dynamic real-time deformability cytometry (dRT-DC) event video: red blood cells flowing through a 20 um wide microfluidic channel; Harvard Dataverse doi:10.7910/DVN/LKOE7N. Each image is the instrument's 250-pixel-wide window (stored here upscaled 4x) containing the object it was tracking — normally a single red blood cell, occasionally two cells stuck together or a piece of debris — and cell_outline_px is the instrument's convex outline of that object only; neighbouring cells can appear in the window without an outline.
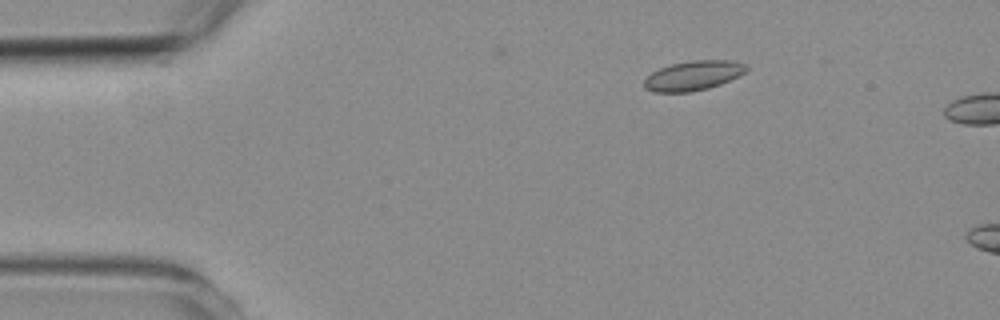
{"species": "common noctule bat (a hibernating species)", "species_latin": "Nyctalus noctula", "temperature_condition": "room temperature", "stored_images_in_passage": 4, "camera_frame_rate_fps": 3000, "um_per_image_px": 0.085, "animal": {"sex": "female", "body_mass_g": 19.3, "forearm_length_mm": 54.1}, "frame": {"image": 1, "passage_image": 3, "time_ms": 2.333, "image_size_px": [1000, 320], "cell_outline_px": [[748, 68], [744, 72], [720, 84], [708, 88], [688, 92], [656, 92], [644, 88], [644, 80], [652, 72], [660, 68], [672, 64], [692, 60], [728, 60], [744, 64]], "centroid_in_image_um": [58.88, 6.42], "position_along_channel_um": 26.1, "area_um2": 17.28}}